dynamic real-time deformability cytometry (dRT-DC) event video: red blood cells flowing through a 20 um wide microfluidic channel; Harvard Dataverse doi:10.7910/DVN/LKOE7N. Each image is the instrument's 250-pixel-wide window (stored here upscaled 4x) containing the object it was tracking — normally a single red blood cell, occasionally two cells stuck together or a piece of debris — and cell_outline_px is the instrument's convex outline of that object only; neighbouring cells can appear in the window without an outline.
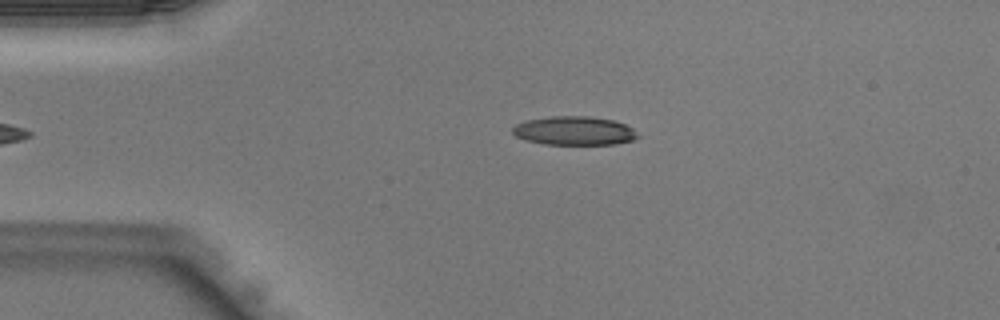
{"species": "Egyptian fruit bat (a non-hibernating species)", "species_latin": "Rousettus aegyptiacus", "temperature_condition": "warm", "stored_images_in_passage": 38, "camera_frame_rate_fps": 3000, "um_per_image_px": 0.085, "animal": {"sex": "male"}, "frame": {"image": 1, "passage_image": 5, "time_ms": 1.333, "image_size_px": [1000, 320], "cell_outline_px": [[640, 136], [632, 140], [612, 144], [544, 144], [524, 140], [516, 136], [512, 132], [512, 128], [516, 124], [524, 120], [548, 116], [588, 116], [612, 120], [624, 124], [632, 128]], "centroid_in_image_um": [48.76, 11.11], "position_along_channel_um": 36.2, "area_um2": 20.98}}
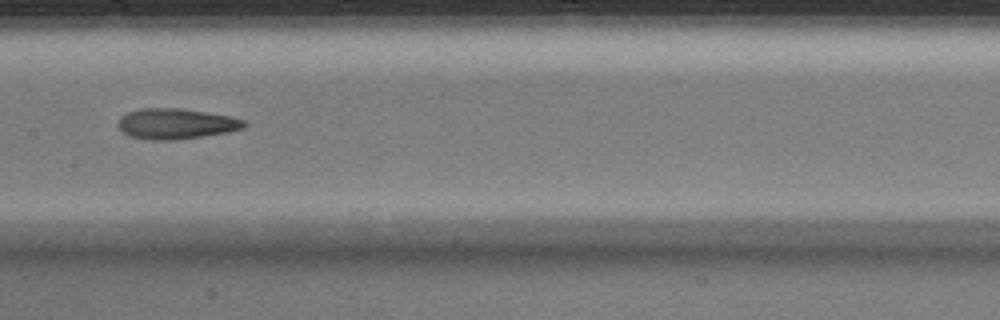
{"frame": {"image": 2, "passage_image": 17, "time_ms": 5.333, "image_size_px": [1000, 320], "cell_outline_px": [[248, 124], [244, 128], [228, 132], [176, 140], [152, 140], [132, 136], [124, 132], [116, 124], [120, 116], [128, 112], [140, 108], [180, 108], [228, 116], [244, 120]], "centroid_in_image_um": [14.95, 10.51], "position_along_channel_um": 192.5, "area_um2": 22.31}}
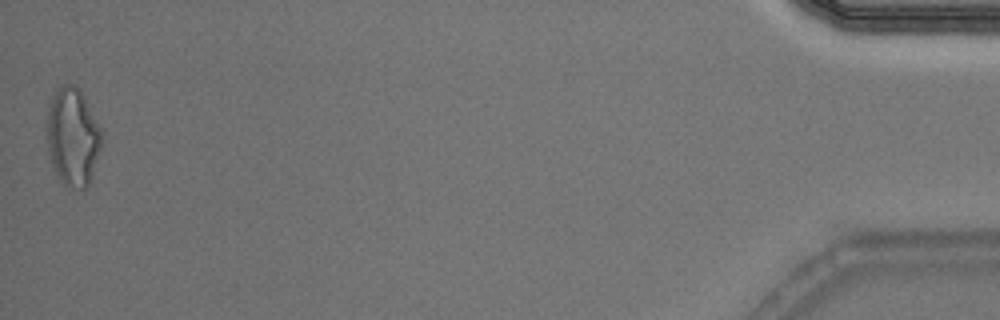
{"frame": {"image": 3, "passage_image": 38, "time_ms": 12.333, "image_size_px": [1000, 320], "cell_outline_px": [[104, 136], [88, 184], [84, 188], [80, 188], [64, 184], [60, 180], [52, 164], [48, 152], [48, 104], [56, 88], [64, 84], [76, 84], [100, 128]], "centroid_in_image_um": [6.17, 11.59], "position_along_channel_um": 429.0, "area_um2": 30.58}}